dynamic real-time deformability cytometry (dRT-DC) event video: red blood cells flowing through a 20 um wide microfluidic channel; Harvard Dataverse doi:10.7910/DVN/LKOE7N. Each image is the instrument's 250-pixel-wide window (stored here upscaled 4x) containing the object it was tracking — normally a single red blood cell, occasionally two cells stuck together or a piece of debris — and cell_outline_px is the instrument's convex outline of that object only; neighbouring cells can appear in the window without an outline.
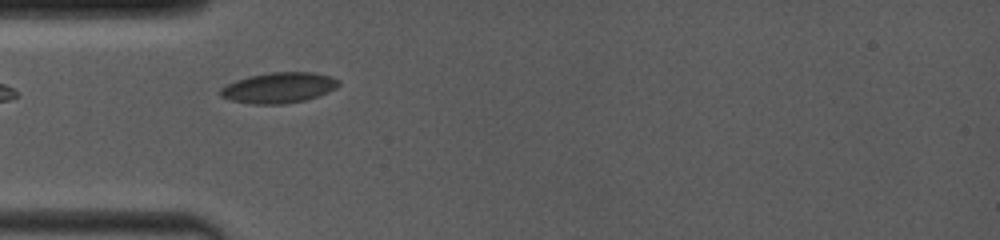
{"species": "common noctule bat (a hibernating species)", "species_latin": "Nyctalus noctula", "temperature_condition": "room temperature", "stored_images_in_passage": 7, "camera_frame_rate_fps": 4000, "um_per_image_px": 0.085, "animal": {"sex": "female", "body_mass_g": 19.0, "forearm_length_mm": 53.3}, "frame": {"image": 1, "passage_image": 2, "time_ms": 1.0, "image_size_px": [1000, 240], "cell_outline_px": [[340, 84], [336, 88], [320, 96], [304, 100], [284, 104], [252, 104], [232, 100], [220, 96], [220, 88], [236, 80], [248, 76], [272, 72], [312, 72], [332, 76], [340, 80]], "centroid_in_image_um": [23.73, 7.45], "position_along_channel_um": 61.3, "area_um2": 21.15}}
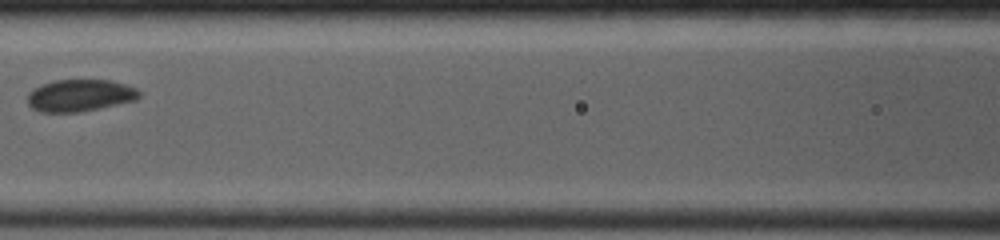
{"frame": {"image": 2, "passage_image": 5, "time_ms": 3.5, "image_size_px": [1000, 240], "cell_outline_px": [[140, 96], [136, 100], [80, 112], [40, 112], [32, 108], [28, 104], [28, 92], [44, 84], [56, 80], [112, 80], [136, 88], [140, 92]], "centroid_in_image_um": [6.8, 8.12], "position_along_channel_um": 159.8, "area_um2": 20.69}}
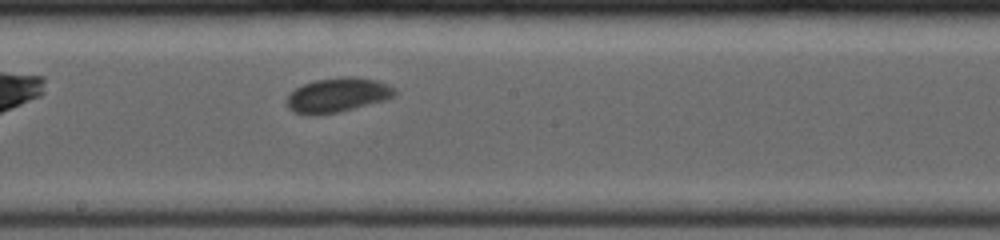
{"frame": {"image": 3, "passage_image": 7, "time_ms": 5.0, "image_size_px": [1000, 240], "cell_outline_px": [[400, 92], [396, 96], [388, 100], [340, 112], [320, 116], [308, 116], [292, 112], [288, 108], [284, 100], [296, 88], [304, 84], [316, 80], [344, 76], [352, 76], [376, 80], [388, 84], [396, 88]], "centroid_in_image_um": [28.73, 8.11], "position_along_channel_um": 219.5, "area_um2": 22.43}}